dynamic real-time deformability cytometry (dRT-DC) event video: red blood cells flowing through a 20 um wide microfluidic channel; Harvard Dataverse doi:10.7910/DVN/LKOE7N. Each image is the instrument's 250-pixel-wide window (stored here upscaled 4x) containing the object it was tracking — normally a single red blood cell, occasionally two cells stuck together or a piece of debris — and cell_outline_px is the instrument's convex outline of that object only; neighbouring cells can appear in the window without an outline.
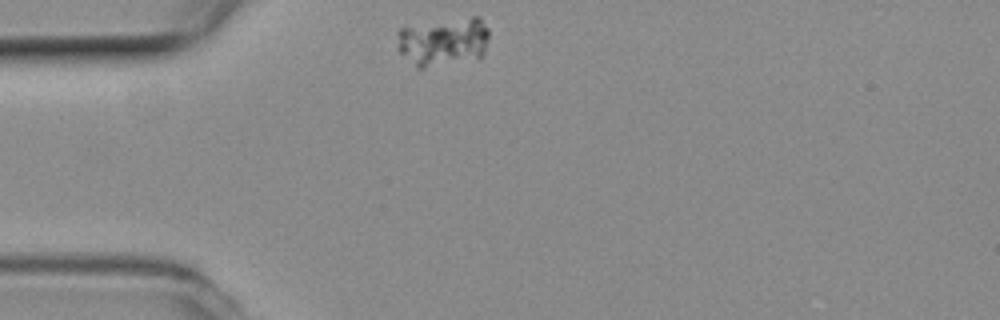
{"species": "common noctule bat (a hibernating species)", "species_latin": "Nyctalus noctula", "temperature_condition": "room temperature", "stored_images_in_passage": 44, "camera_frame_rate_fps": 3000, "um_per_image_px": 0.085, "animal": {"sex": "female", "body_mass_g": 19.3, "forearm_length_mm": 54.1}, "frame": {"image": 1, "passage_image": 1, "time_ms": 0.0, "image_size_px": [1000, 320], "cell_outline_px": [[488, 40], [484, 52], [480, 56], [424, 68], [416, 68], [400, 52], [396, 32], [400, 28], [472, 16], [480, 16], [488, 28]], "centroid_in_image_um": [37.69, 3.52], "position_along_channel_um": 47.3, "area_um2": 25.55}}
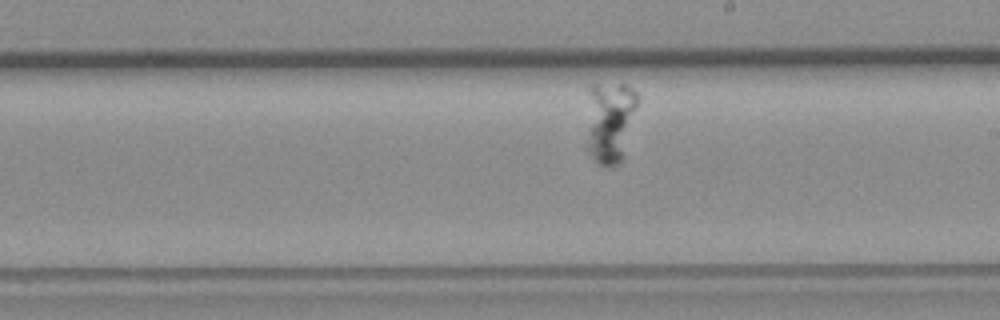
{"frame": {"image": 2, "passage_image": 19, "time_ms": 6.0, "image_size_px": [1000, 320], "cell_outline_px": [[640, 100], [624, 156], [612, 168], [596, 164], [588, 152], [588, 88], [592, 84], [624, 84], [632, 88], [640, 96]], "centroid_in_image_um": [51.88, 10.33], "position_along_channel_um": 237.1, "area_um2": 24.97}}
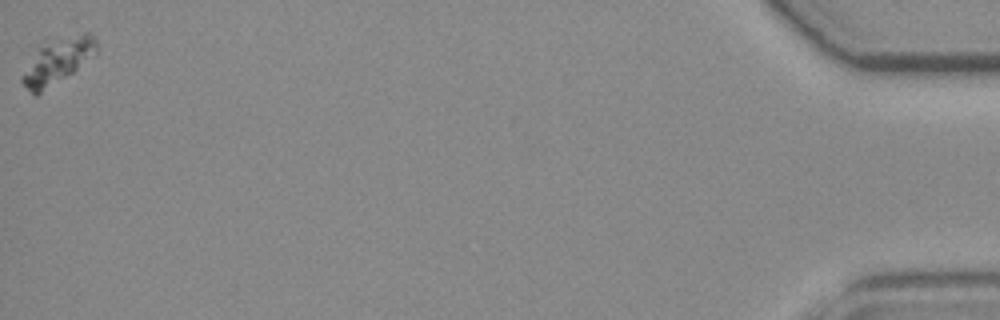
{"frame": {"image": 3, "passage_image": 44, "time_ms": 14.333, "image_size_px": [1000, 320], "cell_outline_px": [[96, 56], [36, 96], [20, 80], [20, 76], [36, 48], [44, 36], [84, 32], [88, 32], [96, 40]], "centroid_in_image_um": [4.87, 5.06], "position_along_channel_um": 430.3, "area_um2": 20.69}}